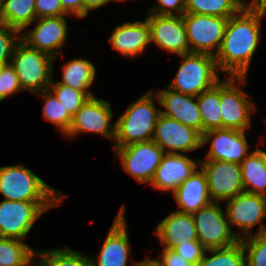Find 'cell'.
I'll return each mask as SVG.
<instances>
[{
  "label": "cell",
  "instance_id": "40",
  "mask_svg": "<svg viewBox=\"0 0 266 266\" xmlns=\"http://www.w3.org/2000/svg\"><path fill=\"white\" fill-rule=\"evenodd\" d=\"M161 260H153L157 266H193L173 249L162 250Z\"/></svg>",
  "mask_w": 266,
  "mask_h": 266
},
{
  "label": "cell",
  "instance_id": "28",
  "mask_svg": "<svg viewBox=\"0 0 266 266\" xmlns=\"http://www.w3.org/2000/svg\"><path fill=\"white\" fill-rule=\"evenodd\" d=\"M243 0H186L185 13L230 18L244 6Z\"/></svg>",
  "mask_w": 266,
  "mask_h": 266
},
{
  "label": "cell",
  "instance_id": "15",
  "mask_svg": "<svg viewBox=\"0 0 266 266\" xmlns=\"http://www.w3.org/2000/svg\"><path fill=\"white\" fill-rule=\"evenodd\" d=\"M152 140L165 153L189 152L202 146V135L199 132L163 114L157 120Z\"/></svg>",
  "mask_w": 266,
  "mask_h": 266
},
{
  "label": "cell",
  "instance_id": "31",
  "mask_svg": "<svg viewBox=\"0 0 266 266\" xmlns=\"http://www.w3.org/2000/svg\"><path fill=\"white\" fill-rule=\"evenodd\" d=\"M39 260H35L40 266H92L91 258L78 251L69 248L52 251H37Z\"/></svg>",
  "mask_w": 266,
  "mask_h": 266
},
{
  "label": "cell",
  "instance_id": "39",
  "mask_svg": "<svg viewBox=\"0 0 266 266\" xmlns=\"http://www.w3.org/2000/svg\"><path fill=\"white\" fill-rule=\"evenodd\" d=\"M159 6H153L149 13L157 15H177L185 14L186 0H157ZM175 10V13L172 11Z\"/></svg>",
  "mask_w": 266,
  "mask_h": 266
},
{
  "label": "cell",
  "instance_id": "24",
  "mask_svg": "<svg viewBox=\"0 0 266 266\" xmlns=\"http://www.w3.org/2000/svg\"><path fill=\"white\" fill-rule=\"evenodd\" d=\"M240 166L244 191L266 197V152L257 148Z\"/></svg>",
  "mask_w": 266,
  "mask_h": 266
},
{
  "label": "cell",
  "instance_id": "6",
  "mask_svg": "<svg viewBox=\"0 0 266 266\" xmlns=\"http://www.w3.org/2000/svg\"><path fill=\"white\" fill-rule=\"evenodd\" d=\"M61 202L3 200L0 203V237L23 240L37 219Z\"/></svg>",
  "mask_w": 266,
  "mask_h": 266
},
{
  "label": "cell",
  "instance_id": "21",
  "mask_svg": "<svg viewBox=\"0 0 266 266\" xmlns=\"http://www.w3.org/2000/svg\"><path fill=\"white\" fill-rule=\"evenodd\" d=\"M114 50L127 57H135L142 53L150 43V28L148 20L135 23L125 22L117 26L109 37Z\"/></svg>",
  "mask_w": 266,
  "mask_h": 266
},
{
  "label": "cell",
  "instance_id": "42",
  "mask_svg": "<svg viewBox=\"0 0 266 266\" xmlns=\"http://www.w3.org/2000/svg\"><path fill=\"white\" fill-rule=\"evenodd\" d=\"M112 0H83V17L88 15L89 10H94L104 6Z\"/></svg>",
  "mask_w": 266,
  "mask_h": 266
},
{
  "label": "cell",
  "instance_id": "35",
  "mask_svg": "<svg viewBox=\"0 0 266 266\" xmlns=\"http://www.w3.org/2000/svg\"><path fill=\"white\" fill-rule=\"evenodd\" d=\"M22 33L16 28L0 24V65L10 63L9 60H11L17 44L21 41Z\"/></svg>",
  "mask_w": 266,
  "mask_h": 266
},
{
  "label": "cell",
  "instance_id": "16",
  "mask_svg": "<svg viewBox=\"0 0 266 266\" xmlns=\"http://www.w3.org/2000/svg\"><path fill=\"white\" fill-rule=\"evenodd\" d=\"M211 139H213L211 141ZM211 141V147L204 160H220L241 164L250 154L245 131L219 128L202 135V146Z\"/></svg>",
  "mask_w": 266,
  "mask_h": 266
},
{
  "label": "cell",
  "instance_id": "4",
  "mask_svg": "<svg viewBox=\"0 0 266 266\" xmlns=\"http://www.w3.org/2000/svg\"><path fill=\"white\" fill-rule=\"evenodd\" d=\"M182 63L168 88L173 91L198 96L214 87L220 78L216 59L205 53H189L180 56Z\"/></svg>",
  "mask_w": 266,
  "mask_h": 266
},
{
  "label": "cell",
  "instance_id": "14",
  "mask_svg": "<svg viewBox=\"0 0 266 266\" xmlns=\"http://www.w3.org/2000/svg\"><path fill=\"white\" fill-rule=\"evenodd\" d=\"M146 19L150 28V42L178 56L191 53L183 15L149 13Z\"/></svg>",
  "mask_w": 266,
  "mask_h": 266
},
{
  "label": "cell",
  "instance_id": "41",
  "mask_svg": "<svg viewBox=\"0 0 266 266\" xmlns=\"http://www.w3.org/2000/svg\"><path fill=\"white\" fill-rule=\"evenodd\" d=\"M63 10L69 15L70 13L83 18V0H61Z\"/></svg>",
  "mask_w": 266,
  "mask_h": 266
},
{
  "label": "cell",
  "instance_id": "25",
  "mask_svg": "<svg viewBox=\"0 0 266 266\" xmlns=\"http://www.w3.org/2000/svg\"><path fill=\"white\" fill-rule=\"evenodd\" d=\"M36 18L35 0H0L1 24L22 32Z\"/></svg>",
  "mask_w": 266,
  "mask_h": 266
},
{
  "label": "cell",
  "instance_id": "36",
  "mask_svg": "<svg viewBox=\"0 0 266 266\" xmlns=\"http://www.w3.org/2000/svg\"><path fill=\"white\" fill-rule=\"evenodd\" d=\"M23 91L14 67L9 63L0 69V102L6 97Z\"/></svg>",
  "mask_w": 266,
  "mask_h": 266
},
{
  "label": "cell",
  "instance_id": "27",
  "mask_svg": "<svg viewBox=\"0 0 266 266\" xmlns=\"http://www.w3.org/2000/svg\"><path fill=\"white\" fill-rule=\"evenodd\" d=\"M204 133L209 130L222 128L220 112V82L197 96Z\"/></svg>",
  "mask_w": 266,
  "mask_h": 266
},
{
  "label": "cell",
  "instance_id": "2",
  "mask_svg": "<svg viewBox=\"0 0 266 266\" xmlns=\"http://www.w3.org/2000/svg\"><path fill=\"white\" fill-rule=\"evenodd\" d=\"M152 90L132 103L115 122V145L125 146L136 142L151 141L161 109L154 105Z\"/></svg>",
  "mask_w": 266,
  "mask_h": 266
},
{
  "label": "cell",
  "instance_id": "19",
  "mask_svg": "<svg viewBox=\"0 0 266 266\" xmlns=\"http://www.w3.org/2000/svg\"><path fill=\"white\" fill-rule=\"evenodd\" d=\"M156 97L158 103L166 109L161 110V114L195 129L201 135L204 134V127L196 96L179 93L170 88H166L165 90H159Z\"/></svg>",
  "mask_w": 266,
  "mask_h": 266
},
{
  "label": "cell",
  "instance_id": "20",
  "mask_svg": "<svg viewBox=\"0 0 266 266\" xmlns=\"http://www.w3.org/2000/svg\"><path fill=\"white\" fill-rule=\"evenodd\" d=\"M199 165L181 153H165L150 184L156 189L174 192Z\"/></svg>",
  "mask_w": 266,
  "mask_h": 266
},
{
  "label": "cell",
  "instance_id": "8",
  "mask_svg": "<svg viewBox=\"0 0 266 266\" xmlns=\"http://www.w3.org/2000/svg\"><path fill=\"white\" fill-rule=\"evenodd\" d=\"M246 82V77H228L220 81V112L222 128L242 130L250 128V116L255 105L247 98V94L236 86Z\"/></svg>",
  "mask_w": 266,
  "mask_h": 266
},
{
  "label": "cell",
  "instance_id": "34",
  "mask_svg": "<svg viewBox=\"0 0 266 266\" xmlns=\"http://www.w3.org/2000/svg\"><path fill=\"white\" fill-rule=\"evenodd\" d=\"M245 254V266H266V233L241 239Z\"/></svg>",
  "mask_w": 266,
  "mask_h": 266
},
{
  "label": "cell",
  "instance_id": "23",
  "mask_svg": "<svg viewBox=\"0 0 266 266\" xmlns=\"http://www.w3.org/2000/svg\"><path fill=\"white\" fill-rule=\"evenodd\" d=\"M182 213L193 214L210 204L211 198L208 190L207 177L202 168L195 170L173 192Z\"/></svg>",
  "mask_w": 266,
  "mask_h": 266
},
{
  "label": "cell",
  "instance_id": "17",
  "mask_svg": "<svg viewBox=\"0 0 266 266\" xmlns=\"http://www.w3.org/2000/svg\"><path fill=\"white\" fill-rule=\"evenodd\" d=\"M36 27L31 32H26L21 36V40L29 47L44 52L54 60L58 57L67 38L69 28L65 16L36 18Z\"/></svg>",
  "mask_w": 266,
  "mask_h": 266
},
{
  "label": "cell",
  "instance_id": "30",
  "mask_svg": "<svg viewBox=\"0 0 266 266\" xmlns=\"http://www.w3.org/2000/svg\"><path fill=\"white\" fill-rule=\"evenodd\" d=\"M206 252L211 256L208 257ZM196 266H245V251L241 240L226 248L206 250Z\"/></svg>",
  "mask_w": 266,
  "mask_h": 266
},
{
  "label": "cell",
  "instance_id": "26",
  "mask_svg": "<svg viewBox=\"0 0 266 266\" xmlns=\"http://www.w3.org/2000/svg\"><path fill=\"white\" fill-rule=\"evenodd\" d=\"M63 70L62 81L58 83L70 86L82 92L88 91L96 76L95 66L86 59L75 58L61 66Z\"/></svg>",
  "mask_w": 266,
  "mask_h": 266
},
{
  "label": "cell",
  "instance_id": "1",
  "mask_svg": "<svg viewBox=\"0 0 266 266\" xmlns=\"http://www.w3.org/2000/svg\"><path fill=\"white\" fill-rule=\"evenodd\" d=\"M265 9L243 7L228 18L224 36L214 56L218 70L230 77H246L260 40V21Z\"/></svg>",
  "mask_w": 266,
  "mask_h": 266
},
{
  "label": "cell",
  "instance_id": "37",
  "mask_svg": "<svg viewBox=\"0 0 266 266\" xmlns=\"http://www.w3.org/2000/svg\"><path fill=\"white\" fill-rule=\"evenodd\" d=\"M185 260L196 266L202 259L206 249L199 241H188L173 248Z\"/></svg>",
  "mask_w": 266,
  "mask_h": 266
},
{
  "label": "cell",
  "instance_id": "9",
  "mask_svg": "<svg viewBox=\"0 0 266 266\" xmlns=\"http://www.w3.org/2000/svg\"><path fill=\"white\" fill-rule=\"evenodd\" d=\"M183 17L191 53L215 56L220 48L228 18L192 13H185Z\"/></svg>",
  "mask_w": 266,
  "mask_h": 266
},
{
  "label": "cell",
  "instance_id": "3",
  "mask_svg": "<svg viewBox=\"0 0 266 266\" xmlns=\"http://www.w3.org/2000/svg\"><path fill=\"white\" fill-rule=\"evenodd\" d=\"M0 193L5 200L26 202H62L64 198L62 192H57L22 164L0 167Z\"/></svg>",
  "mask_w": 266,
  "mask_h": 266
},
{
  "label": "cell",
  "instance_id": "12",
  "mask_svg": "<svg viewBox=\"0 0 266 266\" xmlns=\"http://www.w3.org/2000/svg\"><path fill=\"white\" fill-rule=\"evenodd\" d=\"M112 116L110 103L91 97L73 116L71 127L65 136L74 137L80 133L93 132L114 141L116 124H110Z\"/></svg>",
  "mask_w": 266,
  "mask_h": 266
},
{
  "label": "cell",
  "instance_id": "10",
  "mask_svg": "<svg viewBox=\"0 0 266 266\" xmlns=\"http://www.w3.org/2000/svg\"><path fill=\"white\" fill-rule=\"evenodd\" d=\"M125 172L139 183H151L165 152L153 140L115 148Z\"/></svg>",
  "mask_w": 266,
  "mask_h": 266
},
{
  "label": "cell",
  "instance_id": "7",
  "mask_svg": "<svg viewBox=\"0 0 266 266\" xmlns=\"http://www.w3.org/2000/svg\"><path fill=\"white\" fill-rule=\"evenodd\" d=\"M225 215V216H224ZM198 241L208 249L226 248L239 242L242 237L235 233L218 202H211L207 206L192 214Z\"/></svg>",
  "mask_w": 266,
  "mask_h": 266
},
{
  "label": "cell",
  "instance_id": "44",
  "mask_svg": "<svg viewBox=\"0 0 266 266\" xmlns=\"http://www.w3.org/2000/svg\"><path fill=\"white\" fill-rule=\"evenodd\" d=\"M133 266H157L153 259L146 258L141 262H135Z\"/></svg>",
  "mask_w": 266,
  "mask_h": 266
},
{
  "label": "cell",
  "instance_id": "5",
  "mask_svg": "<svg viewBox=\"0 0 266 266\" xmlns=\"http://www.w3.org/2000/svg\"><path fill=\"white\" fill-rule=\"evenodd\" d=\"M53 63V57L29 47L22 40L17 44L10 62L22 89L35 93L48 89L53 78Z\"/></svg>",
  "mask_w": 266,
  "mask_h": 266
},
{
  "label": "cell",
  "instance_id": "32",
  "mask_svg": "<svg viewBox=\"0 0 266 266\" xmlns=\"http://www.w3.org/2000/svg\"><path fill=\"white\" fill-rule=\"evenodd\" d=\"M41 93L45 101L42 116L56 127L58 126L60 132L66 135L71 127L73 117L49 89L43 90Z\"/></svg>",
  "mask_w": 266,
  "mask_h": 266
},
{
  "label": "cell",
  "instance_id": "33",
  "mask_svg": "<svg viewBox=\"0 0 266 266\" xmlns=\"http://www.w3.org/2000/svg\"><path fill=\"white\" fill-rule=\"evenodd\" d=\"M48 89L56 96L72 117L89 98L94 97L91 92H82L58 82L54 83L53 79Z\"/></svg>",
  "mask_w": 266,
  "mask_h": 266
},
{
  "label": "cell",
  "instance_id": "11",
  "mask_svg": "<svg viewBox=\"0 0 266 266\" xmlns=\"http://www.w3.org/2000/svg\"><path fill=\"white\" fill-rule=\"evenodd\" d=\"M198 161L206 174L212 202L227 201L244 191L240 164L220 160Z\"/></svg>",
  "mask_w": 266,
  "mask_h": 266
},
{
  "label": "cell",
  "instance_id": "18",
  "mask_svg": "<svg viewBox=\"0 0 266 266\" xmlns=\"http://www.w3.org/2000/svg\"><path fill=\"white\" fill-rule=\"evenodd\" d=\"M124 212L123 205L110 227L102 248H100L98 261L91 259L92 266H127L130 243Z\"/></svg>",
  "mask_w": 266,
  "mask_h": 266
},
{
  "label": "cell",
  "instance_id": "13",
  "mask_svg": "<svg viewBox=\"0 0 266 266\" xmlns=\"http://www.w3.org/2000/svg\"><path fill=\"white\" fill-rule=\"evenodd\" d=\"M226 215L229 224L238 227L246 237L253 227L260 223L256 234H265L266 226L262 223L266 217V197L248 192H241L232 199L227 200Z\"/></svg>",
  "mask_w": 266,
  "mask_h": 266
},
{
  "label": "cell",
  "instance_id": "22",
  "mask_svg": "<svg viewBox=\"0 0 266 266\" xmlns=\"http://www.w3.org/2000/svg\"><path fill=\"white\" fill-rule=\"evenodd\" d=\"M156 235L166 249L198 241L197 231L192 214L175 211L156 226Z\"/></svg>",
  "mask_w": 266,
  "mask_h": 266
},
{
  "label": "cell",
  "instance_id": "43",
  "mask_svg": "<svg viewBox=\"0 0 266 266\" xmlns=\"http://www.w3.org/2000/svg\"><path fill=\"white\" fill-rule=\"evenodd\" d=\"M242 3L245 8L266 10V0H252L249 4L242 1Z\"/></svg>",
  "mask_w": 266,
  "mask_h": 266
},
{
  "label": "cell",
  "instance_id": "29",
  "mask_svg": "<svg viewBox=\"0 0 266 266\" xmlns=\"http://www.w3.org/2000/svg\"><path fill=\"white\" fill-rule=\"evenodd\" d=\"M35 255L36 251L23 241L0 237V266H27Z\"/></svg>",
  "mask_w": 266,
  "mask_h": 266
},
{
  "label": "cell",
  "instance_id": "38",
  "mask_svg": "<svg viewBox=\"0 0 266 266\" xmlns=\"http://www.w3.org/2000/svg\"><path fill=\"white\" fill-rule=\"evenodd\" d=\"M37 18L68 15L61 5V0H35Z\"/></svg>",
  "mask_w": 266,
  "mask_h": 266
}]
</instances>
